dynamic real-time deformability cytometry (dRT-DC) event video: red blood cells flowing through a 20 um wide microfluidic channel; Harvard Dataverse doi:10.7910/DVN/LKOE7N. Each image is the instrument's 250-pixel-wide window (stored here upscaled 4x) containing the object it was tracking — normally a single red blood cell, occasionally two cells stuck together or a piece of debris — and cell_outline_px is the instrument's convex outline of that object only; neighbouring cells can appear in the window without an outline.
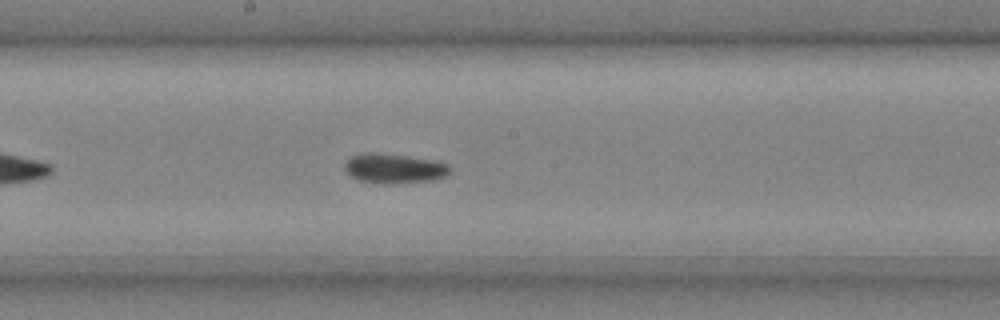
{"species": "common noctule bat (a hibernating species)", "species_latin": "Nyctalus noctula", "temperature_condition": "cold", "stored_images_in_passage": 37, "camera_frame_rate_fps": 3000, "um_per_image_px": 0.085, "animal": {"sex": "male", "body_mass_g": 20.4}, "frame": {"image": 1, "passage_image": 16, "time_ms": 5.0, "image_size_px": [1000, 320], "cell_outline_px": [[452, 172], [448, 176], [432, 180], [384, 184], [380, 184], [360, 180], [352, 176], [344, 168], [344, 164], [352, 156], [364, 152], [376, 152], [408, 156], [432, 160], [448, 164]], "centroid_in_image_um": [33.53, 14.31], "position_along_channel_um": 214.7, "area_um2": 18.21}}
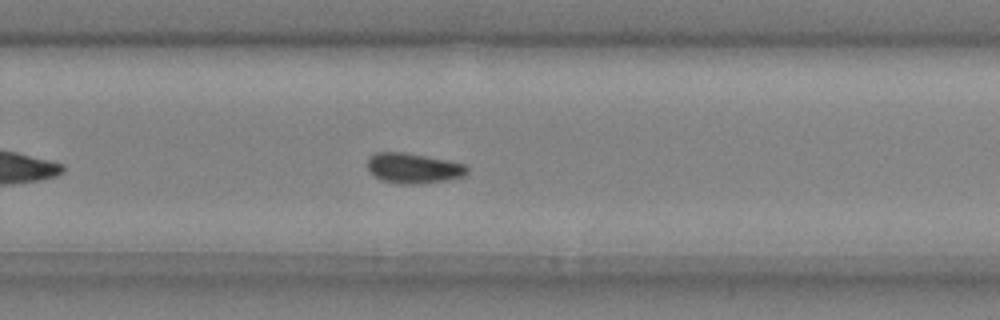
{"frame": {"image": 2, "passage_image": 22, "time_ms": 7.0, "image_size_px": [1000, 320], "cell_outline_px": [[468, 172], [464, 176], [444, 180], [420, 184], [400, 184], [380, 180], [368, 172], [368, 156], [376, 152], [404, 152], [464, 164], [468, 168]], "centroid_in_image_um": [35.08, 14.3], "position_along_channel_um": 294.7, "area_um2": 17.51}, "authors_computed_cell_mechanics": {"area_um2": 17.34, "velocity_mm_per_s": 4.0117, "shape_relaxation_time_tau1_ms": null, "shape_relaxation_time_tau2_ms": 6.9458, "deformation_change_tau1": null, "deformation_change_tau2": 0.1147}}